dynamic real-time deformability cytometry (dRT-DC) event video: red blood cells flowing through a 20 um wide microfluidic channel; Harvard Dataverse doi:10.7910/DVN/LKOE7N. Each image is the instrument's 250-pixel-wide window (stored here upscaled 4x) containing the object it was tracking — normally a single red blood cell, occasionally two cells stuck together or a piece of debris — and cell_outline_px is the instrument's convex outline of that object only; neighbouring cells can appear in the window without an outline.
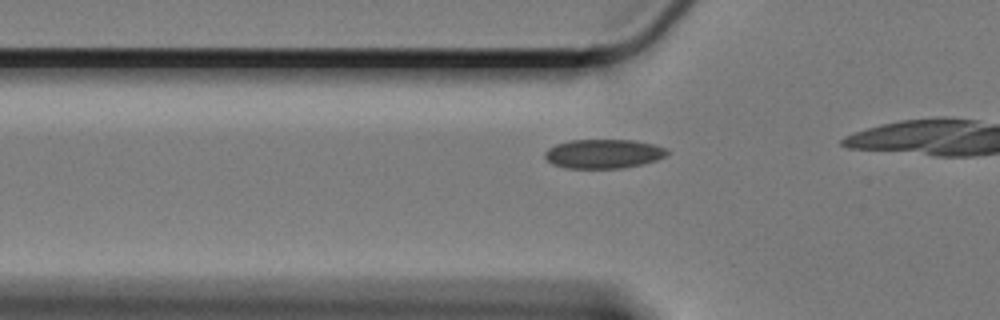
{"species": "Egyptian fruit bat (a non-hibernating species)", "species_latin": "Rousettus aegyptiacus", "temperature_condition": "cold", "stored_images_in_passage": 12, "camera_frame_rate_fps": 3000, "um_per_image_px": 0.085, "animal": {"sex": "female"}, "frame": {"image": 1, "passage_image": 6, "time_ms": 1.667, "image_size_px": [1000, 320], "cell_outline_px": [[668, 152], [664, 156], [656, 160], [640, 164], [620, 168], [564, 168], [552, 164], [544, 156], [544, 152], [548, 148], [556, 144], [568, 140], [632, 140], [652, 144], [668, 148]], "centroid_in_image_um": [51.25, 13.06], "position_along_channel_um": 74.5, "area_um2": 20.69}}
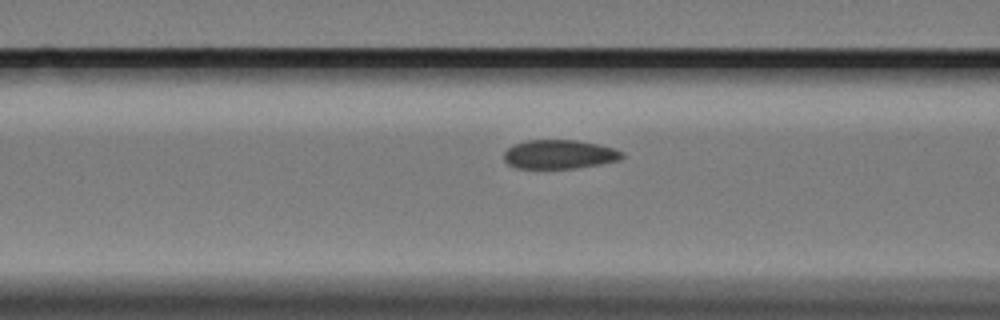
{"frame": {"image": 2, "passage_image": 10, "time_ms": 3.0, "image_size_px": [1000, 320], "cell_outline_px": [[624, 156], [620, 160], [572, 168], [516, 168], [508, 164], [504, 160], [504, 152], [512, 144], [528, 140], [576, 140], [616, 148], [624, 152]], "centroid_in_image_um": [47.53, 13.11], "position_along_channel_um": 119.1, "area_um2": 19.88}}